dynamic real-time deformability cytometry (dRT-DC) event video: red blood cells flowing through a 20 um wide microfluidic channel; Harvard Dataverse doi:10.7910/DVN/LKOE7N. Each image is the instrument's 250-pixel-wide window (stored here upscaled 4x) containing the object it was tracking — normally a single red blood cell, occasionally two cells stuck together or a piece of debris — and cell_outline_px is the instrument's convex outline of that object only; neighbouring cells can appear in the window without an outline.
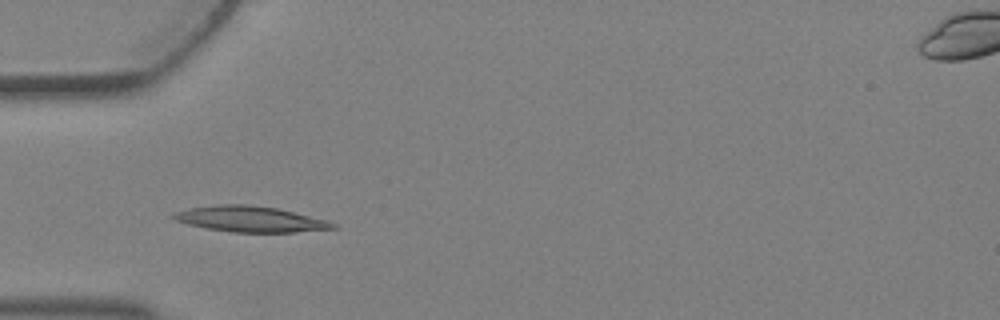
{"species": "Egyptian fruit bat (a non-hibernating species)", "species_latin": "Rousettus aegyptiacus", "temperature_condition": "warm", "stored_images_in_passage": 3, "camera_frame_rate_fps": 3000, "um_per_image_px": 0.085, "animal": {"sex": "female"}, "frame": {"image": 1, "passage_image": 2, "time_ms": 0.333, "image_size_px": [1000, 320], "cell_outline_px": [[336, 228], [292, 232], [232, 232], [208, 228], [188, 224], [176, 220], [172, 216], [176, 212], [192, 208], [216, 204], [244, 204], [276, 208], [328, 220], [336, 224]], "centroid_in_image_um": [21.3, 18.62], "position_along_channel_um": 63.7, "area_um2": 23.47}}
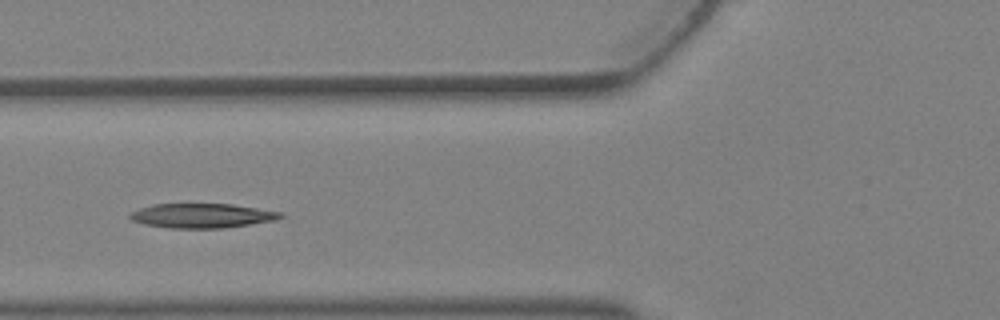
{"frame": {"image": 2, "passage_image": 3, "time_ms": 0.667, "image_size_px": [1000, 320], "cell_outline_px": [[284, 216], [276, 220], [224, 228], [168, 228], [144, 224], [132, 220], [128, 216], [132, 212], [140, 208], [152, 204], [232, 204], [284, 212]], "centroid_in_image_um": [17.2, 18.33], "position_along_channel_um": 108.6, "area_um2": 21.5}}